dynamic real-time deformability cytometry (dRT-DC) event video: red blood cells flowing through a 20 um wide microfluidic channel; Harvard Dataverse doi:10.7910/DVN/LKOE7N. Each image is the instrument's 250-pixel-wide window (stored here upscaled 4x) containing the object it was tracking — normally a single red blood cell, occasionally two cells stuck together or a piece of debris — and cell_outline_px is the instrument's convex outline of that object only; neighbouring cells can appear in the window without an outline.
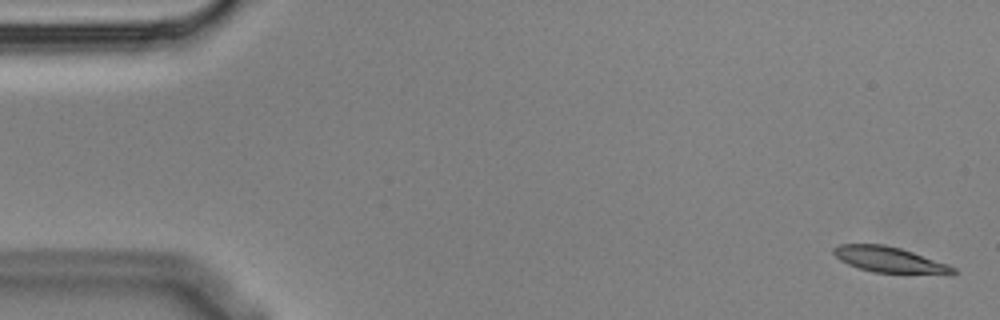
{"species": "Egyptian fruit bat (a non-hibernating species)", "species_latin": "Rousettus aegyptiacus", "temperature_condition": "cold", "stored_images_in_passage": 5, "camera_frame_rate_fps": 3000, "um_per_image_px": 0.085, "animal": {"sex": "male"}, "frame": {"image": 1, "passage_image": 1, "time_ms": 0.0, "image_size_px": [1000, 320], "cell_outline_px": [[956, 272], [952, 276], [948, 276], [872, 272], [848, 264], [840, 260], [832, 252], [832, 248], [840, 244], [884, 244], [900, 248], [948, 264], [956, 268]], "centroid_in_image_um": [75.7, 22.11], "position_along_channel_um": 9.3, "area_um2": 18.38}}
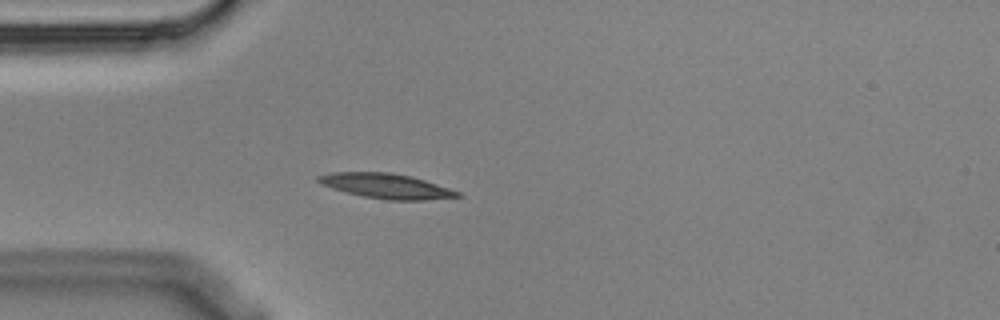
{"frame": {"image": 2, "passage_image": 5, "time_ms": 1.333, "image_size_px": [1000, 320], "cell_outline_px": [[464, 196], [424, 200], [388, 200], [364, 196], [332, 188], [320, 184], [316, 180], [316, 176], [332, 172], [388, 172], [412, 176], [460, 192]], "centroid_in_image_um": [32.81, 15.8], "position_along_channel_um": 52.2, "area_um2": 20.06}}